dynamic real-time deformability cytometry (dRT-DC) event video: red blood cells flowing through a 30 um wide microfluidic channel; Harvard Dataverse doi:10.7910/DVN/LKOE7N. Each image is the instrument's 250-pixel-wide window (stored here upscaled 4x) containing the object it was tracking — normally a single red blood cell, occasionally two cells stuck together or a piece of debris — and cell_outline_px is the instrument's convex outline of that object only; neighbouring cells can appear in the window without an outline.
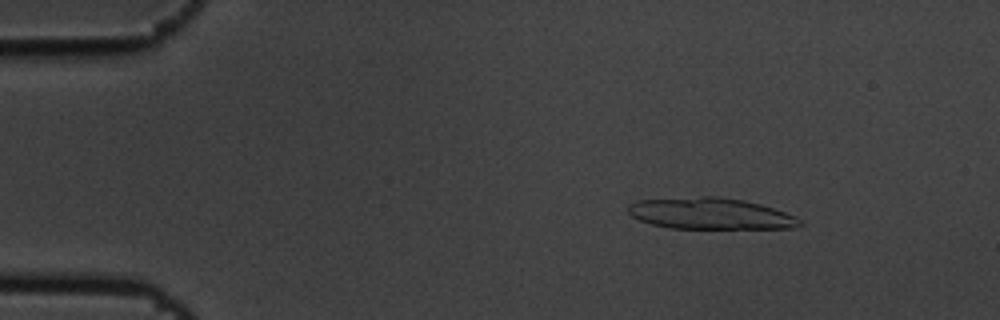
{"species": "common noctule bat (a hibernating species)", "species_latin": "Nyctalus noctula", "temperature_condition": "cold", "stored_images_in_passage": 9, "segment_of_instrument_passage": [1, 2], "camera_frame_rate_fps": 3000, "um_per_image_px": 0.085, "animal": {"sex": "male", "body_mass_g": 19.5, "forearm_length_mm": 54.6}, "frame": {"image": 1, "passage_image": 3, "time_ms": 0.667, "image_size_px": [1000, 320], "cell_outline_px": [[804, 224], [792, 228], [668, 228], [652, 224], [640, 220], [632, 216], [628, 212], [628, 204], [636, 200], [700, 196], [716, 196], [744, 200], [760, 204], [796, 216]], "centroid_in_image_um": [60.36, 18.15], "position_along_channel_um": 24.6, "area_um2": 31.39}}